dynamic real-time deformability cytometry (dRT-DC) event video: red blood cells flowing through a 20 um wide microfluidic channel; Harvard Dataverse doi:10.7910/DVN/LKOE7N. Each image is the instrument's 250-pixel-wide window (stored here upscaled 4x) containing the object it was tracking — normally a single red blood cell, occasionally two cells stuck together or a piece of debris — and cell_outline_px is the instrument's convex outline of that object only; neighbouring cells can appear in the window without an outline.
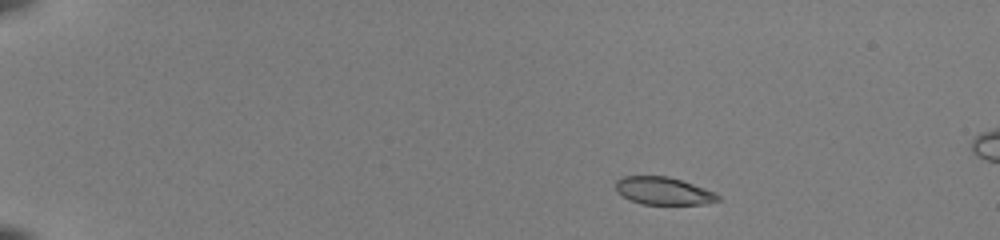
{"species": "common noctule bat (a hibernating species)", "species_latin": "Nyctalus noctula", "temperature_condition": "room temperature", "stored_images_in_passage": 50, "camera_frame_rate_fps": 3000, "um_per_image_px": 0.085, "animal": {"sex": "female", "body_mass_g": 22.0, "forearm_length_mm": 56.7}, "frame": {"image": 1, "passage_image": 7, "time_ms": 2.0, "image_size_px": [1000, 240], "cell_outline_px": [[720, 200], [708, 204], [640, 204], [628, 200], [616, 192], [616, 180], [620, 176], [668, 176], [716, 192], [720, 196]], "centroid_in_image_um": [56.36, 16.23], "position_along_channel_um": 28.6, "area_um2": 16.65}}
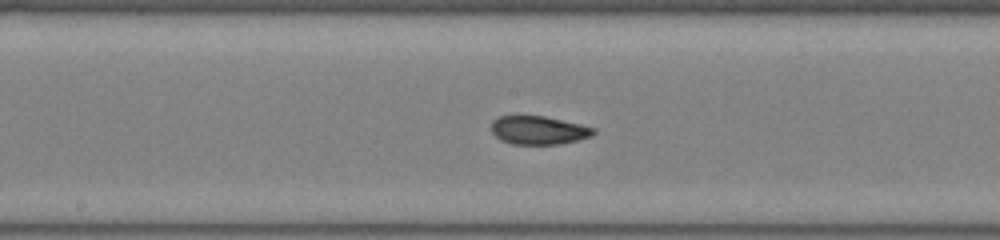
{"frame": {"image": 2, "passage_image": 28, "time_ms": 9.0, "image_size_px": [1000, 240], "cell_outline_px": [[596, 132], [592, 136], [560, 144], [512, 144], [500, 140], [492, 132], [492, 120], [500, 116], [544, 116], [580, 124], [596, 128]], "centroid_in_image_um": [45.79, 11.07], "position_along_channel_um": 202.4, "area_um2": 16.88}}
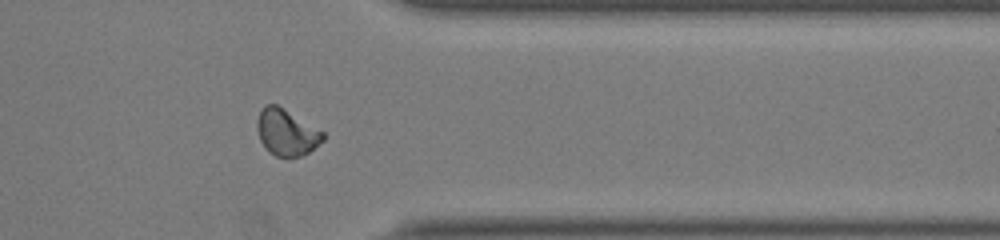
{"frame": {"image": 3, "passage_image": 42, "time_ms": 13.667, "image_size_px": [1000, 240], "cell_outline_px": [[324, 140], [308, 152], [300, 156], [288, 160], [276, 156], [268, 152], [264, 148], [260, 140], [256, 128], [256, 120], [264, 104], [276, 104], [324, 132]], "centroid_in_image_um": [24.32, 11.29], "position_along_channel_um": 387.1, "area_um2": 18.03}, "authors_computed_cell_mechanics": {"area_um2": 17.629, "velocity_mm_per_s": 4.0011, "shape_relaxation_time_tau1_ms": 5.4514, "shape_relaxation_time_tau2_ms": 0.963, "deformation_change_tau1": 0.1875, "deformation_change_tau2": 0.0552}}